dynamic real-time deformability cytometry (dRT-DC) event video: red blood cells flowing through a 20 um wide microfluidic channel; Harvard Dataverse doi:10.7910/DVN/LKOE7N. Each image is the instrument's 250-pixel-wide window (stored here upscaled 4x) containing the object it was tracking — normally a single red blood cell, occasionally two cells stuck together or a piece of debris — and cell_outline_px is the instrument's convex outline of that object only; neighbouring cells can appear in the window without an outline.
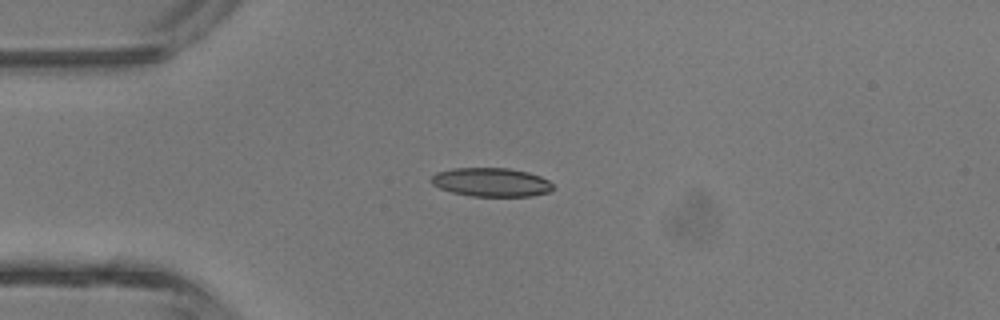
{"species": "common noctule bat (a hibernating species)", "species_latin": "Nyctalus noctula", "temperature_condition": "room temperature", "stored_images_in_passage": 3, "camera_frame_rate_fps": 3000, "um_per_image_px": 0.085, "animal": {"sex": "male", "body_mass_g": 13.3}, "frame": {"image": 1, "passage_image": 3, "time_ms": 2.333, "image_size_px": [1000, 320], "cell_outline_px": [[552, 188], [548, 192], [532, 196], [472, 196], [452, 192], [440, 188], [432, 184], [428, 180], [436, 172], [452, 168], [508, 168], [528, 172], [540, 176], [548, 180], [552, 184]], "centroid_in_image_um": [41.72, 15.48], "position_along_channel_um": 43.3, "area_um2": 20.4}}